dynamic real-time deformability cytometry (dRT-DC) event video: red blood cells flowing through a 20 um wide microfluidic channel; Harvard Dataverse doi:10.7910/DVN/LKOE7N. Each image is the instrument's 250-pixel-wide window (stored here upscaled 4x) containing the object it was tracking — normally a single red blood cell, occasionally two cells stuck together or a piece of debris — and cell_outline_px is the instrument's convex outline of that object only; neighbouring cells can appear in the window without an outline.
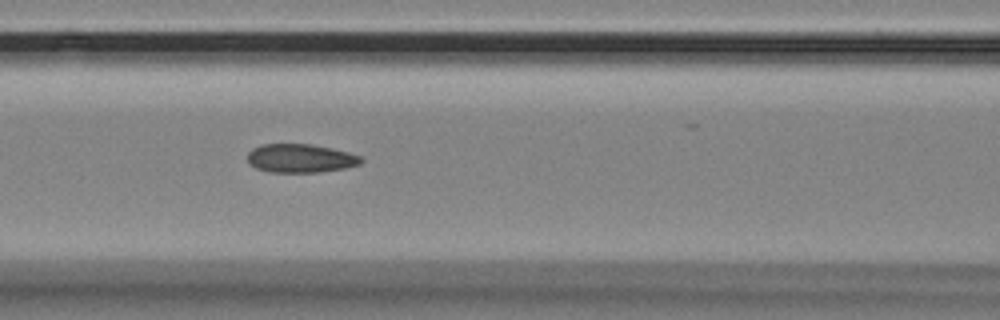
{"species": "Egyptian fruit bat (a non-hibernating species)", "species_latin": "Rousettus aegyptiacus", "temperature_condition": "room temperature", "stored_images_in_passage": 42, "camera_frame_rate_fps": 3000, "um_per_image_px": 0.085, "animal": {"sex": "female"}, "frame": {"image": 1, "passage_image": 11, "time_ms": 3.333, "image_size_px": [1000, 320], "cell_outline_px": [[364, 160], [360, 164], [344, 168], [320, 172], [272, 172], [256, 168], [248, 160], [248, 152], [252, 148], [260, 144], [312, 144], [332, 148], [348, 152], [360, 156]], "centroid_in_image_um": [25.55, 13.44], "position_along_channel_um": 141.1, "area_um2": 18.9}}
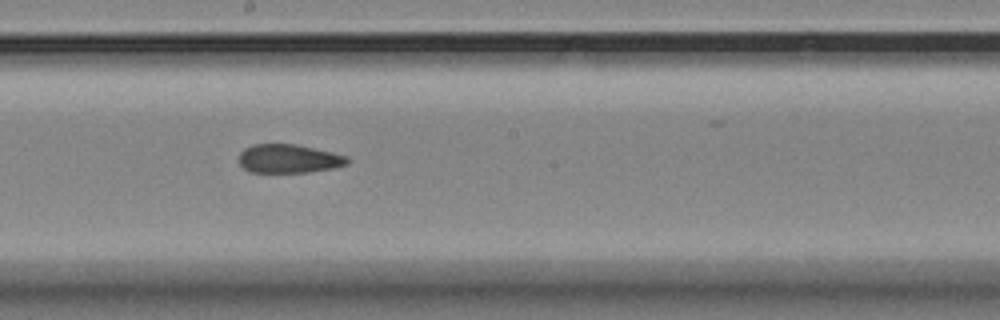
{"frame": {"image": 2, "passage_image": 18, "time_ms": 5.667, "image_size_px": [1000, 320], "cell_outline_px": [[348, 164], [336, 168], [308, 172], [248, 172], [240, 164], [240, 152], [244, 148], [252, 144], [292, 144], [332, 152], [348, 156]], "centroid_in_image_um": [24.55, 13.49], "position_along_channel_um": 223.7, "area_um2": 18.09}}
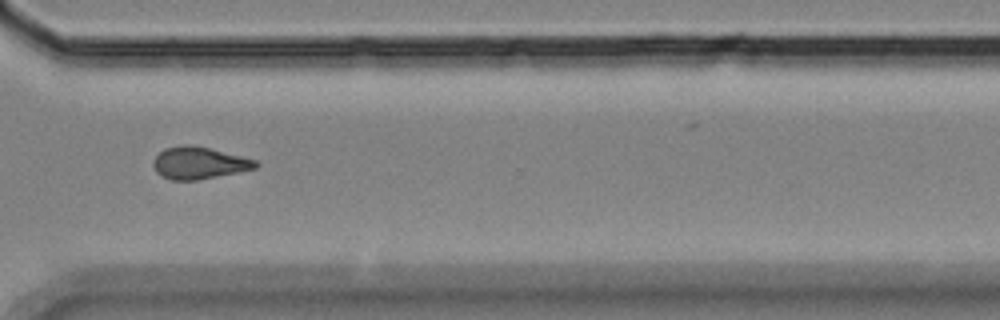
{"frame": {"image": 3, "passage_image": 29, "time_ms": 9.333, "image_size_px": [1000, 320], "cell_outline_px": [[260, 164], [256, 168], [196, 180], [172, 180], [160, 176], [156, 172], [152, 164], [156, 156], [164, 148], [184, 144], [192, 144], [256, 160]], "centroid_in_image_um": [16.87, 13.85], "position_along_channel_um": 353.7, "area_um2": 18.96}}